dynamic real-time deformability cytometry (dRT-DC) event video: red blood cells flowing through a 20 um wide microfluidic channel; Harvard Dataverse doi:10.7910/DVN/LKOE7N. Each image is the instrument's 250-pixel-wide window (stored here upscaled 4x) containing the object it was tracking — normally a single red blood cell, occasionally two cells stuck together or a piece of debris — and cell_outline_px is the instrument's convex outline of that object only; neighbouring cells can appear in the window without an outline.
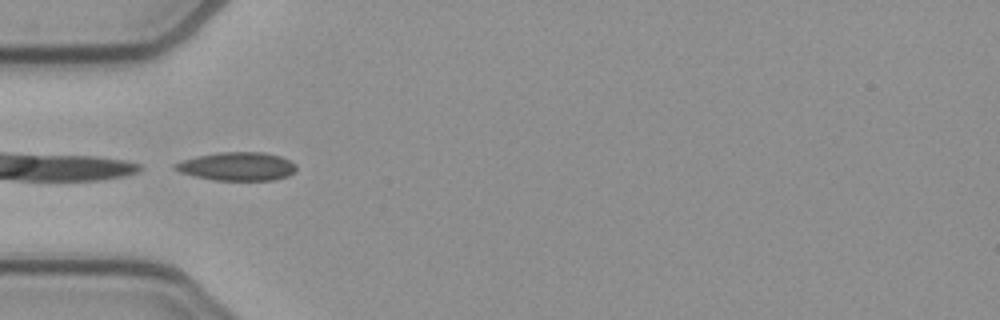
{"species": "common noctule bat (a hibernating species)", "species_latin": "Nyctalus noctula", "temperature_condition": "cold", "stored_images_in_passage": 3, "camera_frame_rate_fps": 3000, "um_per_image_px": 0.085, "animal": {"sex": "female", "body_mass_g": 21.9}, "frame": {"image": 1, "passage_image": 1, "time_ms": 0.0, "image_size_px": [1000, 320], "cell_outline_px": [[296, 172], [288, 176], [272, 180], [212, 180], [192, 176], [180, 172], [172, 168], [172, 164], [196, 156], [220, 152], [264, 152], [280, 156], [296, 164]], "centroid_in_image_um": [20.14, 14.15], "position_along_channel_um": 64.9, "area_um2": 20.23}}